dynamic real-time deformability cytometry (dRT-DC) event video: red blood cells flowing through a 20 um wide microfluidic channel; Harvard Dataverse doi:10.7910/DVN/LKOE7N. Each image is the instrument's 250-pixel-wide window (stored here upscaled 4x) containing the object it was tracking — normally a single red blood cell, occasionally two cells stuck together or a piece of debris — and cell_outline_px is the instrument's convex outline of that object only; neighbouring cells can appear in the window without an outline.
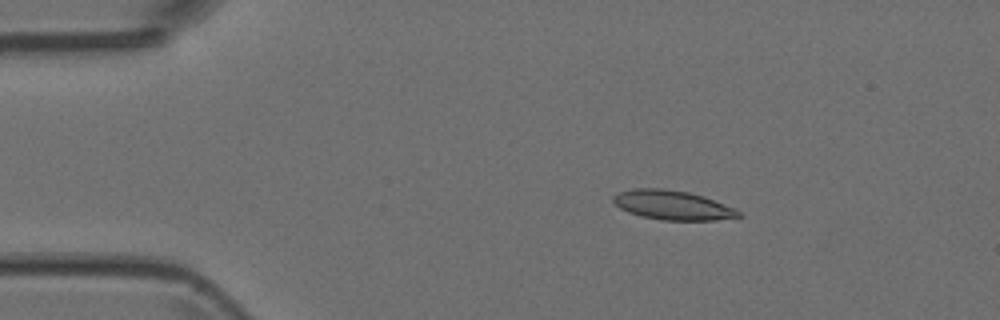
{"species": "Egyptian fruit bat (a non-hibernating species)", "species_latin": "Rousettus aegyptiacus", "temperature_condition": "room temperature", "stored_images_in_passage": 51, "camera_frame_rate_fps": 3000, "um_per_image_px": 0.085, "animal": {"sex": "female"}, "frame": {"image": 1, "passage_image": 9, "time_ms": 2.667, "image_size_px": [1000, 320], "cell_outline_px": [[744, 216], [716, 220], [664, 220], [644, 216], [628, 212], [620, 208], [612, 200], [612, 196], [620, 192], [632, 188], [660, 188], [688, 192], [704, 196], [732, 208], [740, 212]], "centroid_in_image_um": [57.15, 17.43], "position_along_channel_um": 27.9, "area_um2": 21.15}}
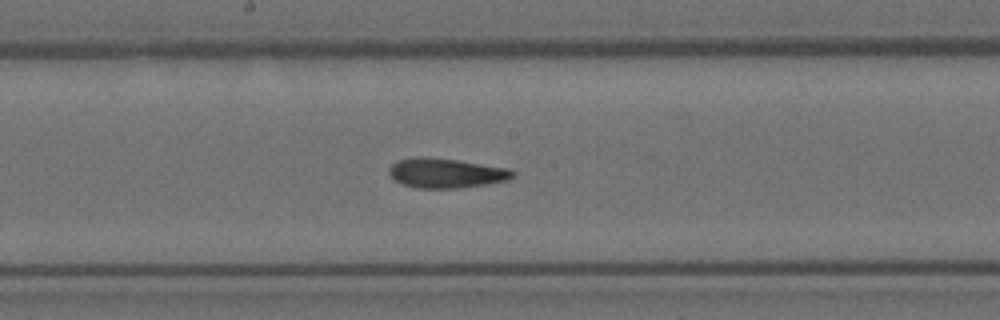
{"frame": {"image": 2, "passage_image": 27, "time_ms": 8.667, "image_size_px": [1000, 320], "cell_outline_px": [[516, 176], [508, 180], [484, 184], [456, 188], [416, 188], [404, 184], [396, 180], [388, 172], [388, 168], [396, 160], [416, 156], [428, 156], [456, 160], [508, 168], [516, 172]], "centroid_in_image_um": [37.9, 14.69], "position_along_channel_um": 210.3, "area_um2": 21.39}}
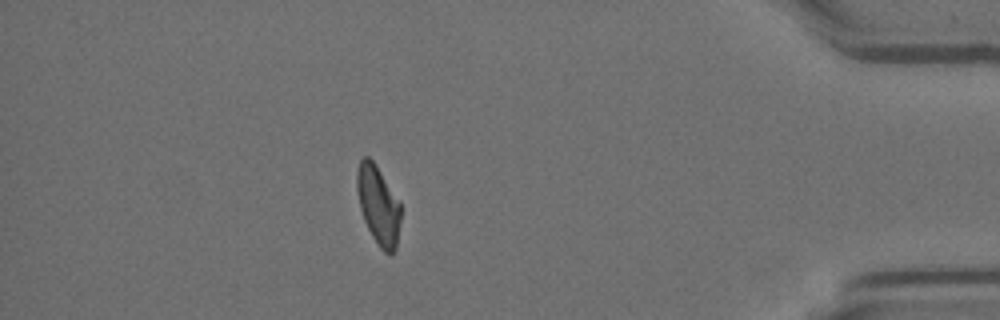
{"frame": {"image": 3, "passage_image": 45, "time_ms": 14.667, "image_size_px": [1000, 320], "cell_outline_px": [[400, 220], [396, 248], [388, 256], [380, 248], [372, 236], [364, 220], [360, 208], [356, 192], [356, 172], [360, 160], [364, 156], [368, 156], [376, 164], [400, 200]], "centroid_in_image_um": [32.15, 17.41], "position_along_channel_um": 403.1, "area_um2": 20.35}}